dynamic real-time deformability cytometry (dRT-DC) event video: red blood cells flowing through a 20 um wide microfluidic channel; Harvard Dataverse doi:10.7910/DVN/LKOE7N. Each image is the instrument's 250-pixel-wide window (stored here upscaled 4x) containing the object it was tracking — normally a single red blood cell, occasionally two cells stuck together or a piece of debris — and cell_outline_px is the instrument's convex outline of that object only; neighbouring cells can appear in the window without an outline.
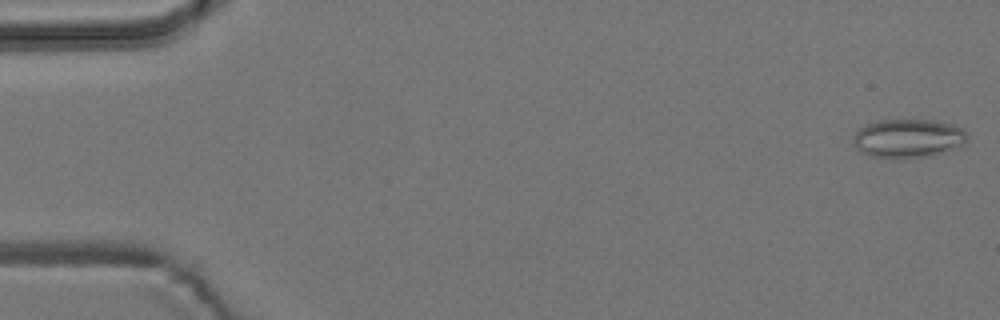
{"species": "common noctule bat (a hibernating species)", "species_latin": "Nyctalus noctula", "temperature_condition": "room temperature", "stored_images_in_passage": 7, "camera_frame_rate_fps": 3000, "um_per_image_px": 0.085, "animal": {"sex": "male", "body_mass_g": 19.2, "forearm_length_mm": 51.8}, "frame": {"image": 1, "passage_image": 1, "time_ms": 0.0, "image_size_px": [1000, 320], "cell_outline_px": [[968, 144], [960, 148], [932, 156], [892, 160], [868, 156], [860, 152], [856, 148], [852, 140], [852, 136], [864, 124], [880, 120], [928, 120], [952, 124], [964, 128], [968, 132]], "centroid_in_image_um": [77.22, 11.8], "position_along_channel_um": 7.8, "area_um2": 26.82}}
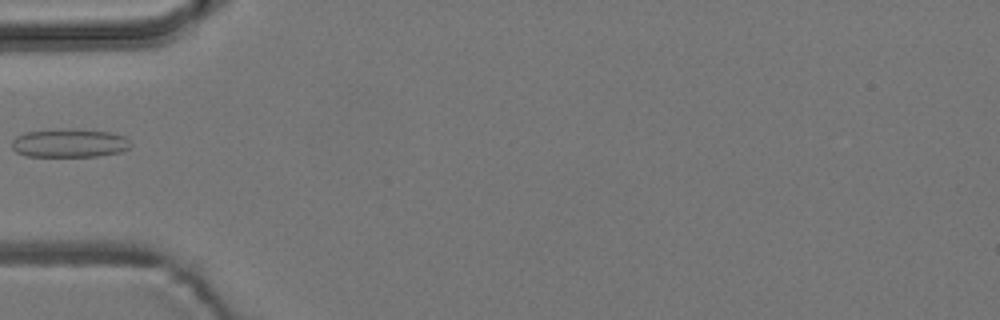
{"frame": {"image": 2, "passage_image": 6, "time_ms": 5.667, "image_size_px": [1000, 320], "cell_outline_px": [[132, 144], [128, 148], [120, 152], [100, 156], [28, 156], [16, 152], [12, 148], [12, 140], [16, 136], [24, 132], [60, 128], [76, 128], [112, 132], [124, 136]], "centroid_in_image_um": [5.9, 12.14], "position_along_channel_um": 79.1, "area_um2": 20.11}}
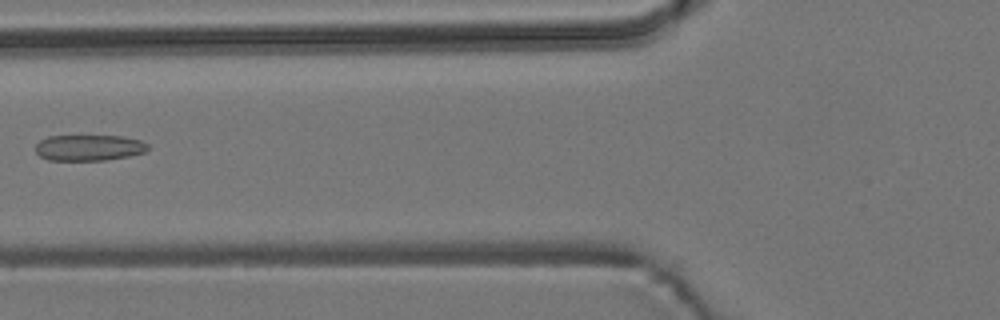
{"frame": {"image": 3, "passage_image": 7, "time_ms": 6.667, "image_size_px": [1000, 320], "cell_outline_px": [[148, 148], [144, 152], [128, 156], [104, 160], [48, 160], [40, 156], [36, 152], [36, 144], [40, 140], [48, 136], [124, 136], [140, 140], [148, 144]], "centroid_in_image_um": [7.55, 12.55], "position_along_channel_um": 118.3, "area_um2": 16.94}}